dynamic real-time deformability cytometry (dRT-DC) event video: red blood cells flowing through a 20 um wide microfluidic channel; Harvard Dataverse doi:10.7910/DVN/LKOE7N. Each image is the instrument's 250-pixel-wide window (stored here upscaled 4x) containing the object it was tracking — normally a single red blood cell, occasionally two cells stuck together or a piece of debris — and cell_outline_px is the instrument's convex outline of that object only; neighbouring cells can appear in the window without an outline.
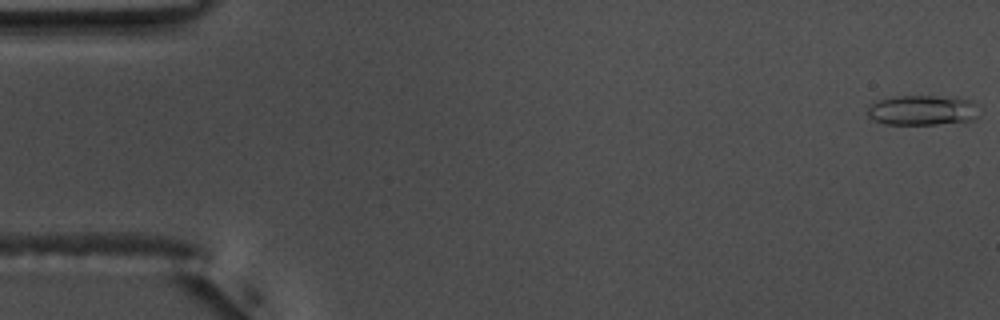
{"species": "common noctule bat (a hibernating species)", "species_latin": "Nyctalus noctula", "temperature_condition": "warm", "stored_images_in_passage": 51, "camera_frame_rate_fps": 3000, "um_per_image_px": 0.085, "animal": {"sex": "male", "body_mass_g": 17.5, "forearm_length_mm": 52.3}, "frame": {"image": 1, "passage_image": 1, "time_ms": 0.0, "image_size_px": [1000, 320], "cell_outline_px": [[980, 116], [976, 120], [964, 124], [884, 124], [868, 116], [868, 108], [872, 104], [880, 100], [892, 96], [956, 96], [972, 100]], "centroid_in_image_um": [78.53, 9.38], "position_along_channel_um": 6.5, "area_um2": 20.11}}
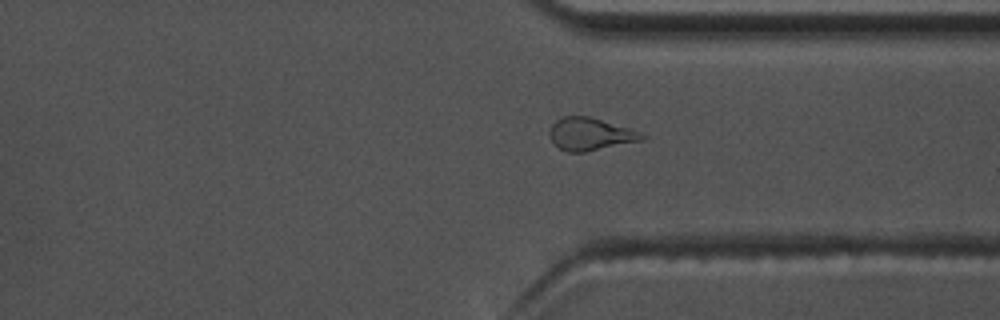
{"frame": {"image": 2, "passage_image": 41, "time_ms": 13.333, "image_size_px": [1000, 320], "cell_outline_px": [[644, 136], [640, 140], [584, 152], [568, 152], [560, 148], [552, 140], [552, 124], [556, 120], [564, 116], [588, 116], [628, 128], [640, 132]], "centroid_in_image_um": [50.15, 11.39], "position_along_channel_um": 361.3, "area_um2": 16.76}}
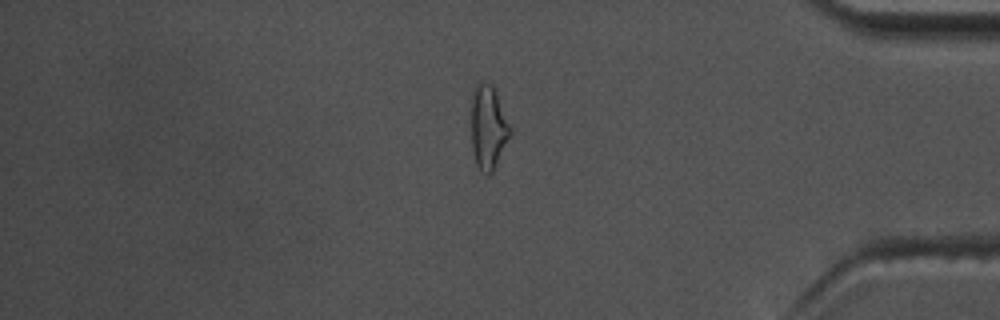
{"frame": {"image": 3, "passage_image": 46, "time_ms": 15.0, "image_size_px": [1000, 320], "cell_outline_px": [[512, 132], [492, 172], [488, 176], [480, 172], [476, 164], [472, 148], [472, 92], [476, 84], [480, 80], [484, 80], [492, 84], [496, 88]], "centroid_in_image_um": [41.5, 10.77], "position_along_channel_um": 393.7, "area_um2": 19.25}}